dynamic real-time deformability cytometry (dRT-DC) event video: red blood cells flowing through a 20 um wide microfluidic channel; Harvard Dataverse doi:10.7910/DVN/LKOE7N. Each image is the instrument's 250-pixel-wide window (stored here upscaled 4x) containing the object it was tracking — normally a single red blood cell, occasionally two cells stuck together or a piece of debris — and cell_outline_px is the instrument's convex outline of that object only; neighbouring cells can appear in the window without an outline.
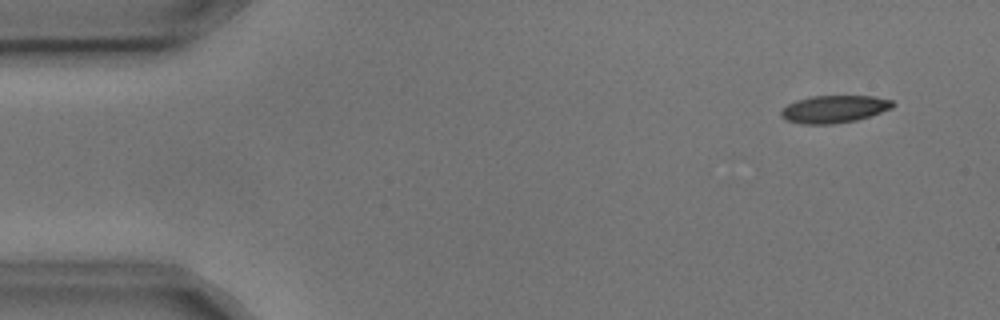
{"species": "common noctule bat (a hibernating species)", "species_latin": "Nyctalus noctula", "temperature_condition": "cold", "stored_images_in_passage": 3, "camera_frame_rate_fps": 3000, "um_per_image_px": 0.085, "animal": {"sex": "male", "body_mass_g": 17.9, "forearm_length_mm": 54.2}, "frame": {"image": 1, "passage_image": 1, "time_ms": 0.0, "image_size_px": [1000, 320], "cell_outline_px": [[896, 104], [892, 108], [856, 120], [832, 124], [800, 124], [788, 120], [780, 116], [780, 112], [788, 104], [796, 100], [812, 96], [876, 96], [892, 100]], "centroid_in_image_um": [70.91, 9.26], "position_along_channel_um": 14.1, "area_um2": 17.8}}
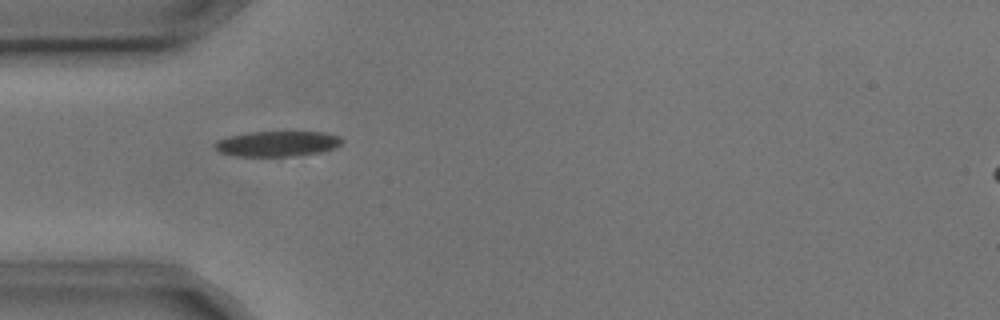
{"frame": {"image": 2, "passage_image": 2, "time_ms": 0.333, "image_size_px": [1000, 320], "cell_outline_px": [[344, 140], [336, 148], [324, 152], [296, 156], [236, 156], [220, 152], [212, 144], [216, 140], [228, 136], [248, 132], [324, 132], [340, 136]], "centroid_in_image_um": [23.59, 12.22], "position_along_channel_um": 61.4, "area_um2": 19.07}}
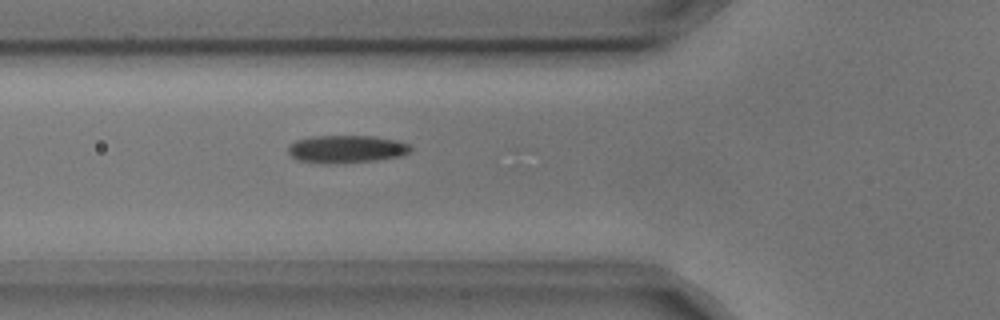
{"frame": {"image": 3, "passage_image": 3, "time_ms": 0.667, "image_size_px": [1000, 320], "cell_outline_px": [[412, 148], [408, 152], [400, 156], [376, 160], [336, 164], [320, 164], [296, 160], [288, 152], [288, 144], [296, 140], [312, 136], [372, 136], [396, 140], [408, 144]], "centroid_in_image_um": [29.38, 12.68], "position_along_channel_um": 96.4, "area_um2": 19.94}}